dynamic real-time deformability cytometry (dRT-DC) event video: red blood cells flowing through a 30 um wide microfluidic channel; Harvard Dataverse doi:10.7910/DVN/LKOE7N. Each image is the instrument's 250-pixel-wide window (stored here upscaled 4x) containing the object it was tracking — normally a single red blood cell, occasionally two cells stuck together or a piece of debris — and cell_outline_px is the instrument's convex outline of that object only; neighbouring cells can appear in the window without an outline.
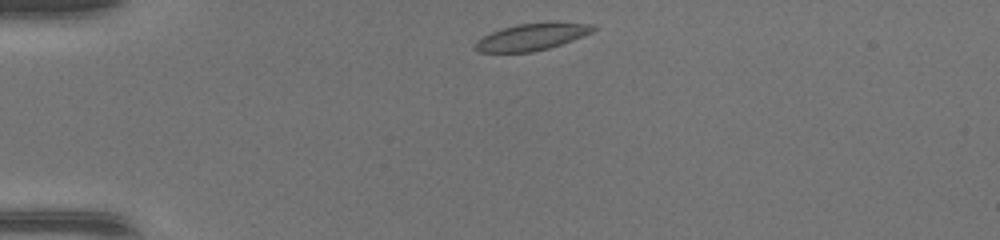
{"species": "common noctule bat (a hibernating species)", "species_latin": "Nyctalus noctula", "temperature_condition": "warm", "stored_images_in_passage": 36, "camera_frame_rate_fps": 3000, "um_per_image_px": 0.085, "animal": {"sex": "female", "body_mass_g": 17.0, "forearm_length_mm": 48.0}, "frame": {"image": 1, "passage_image": 1, "time_ms": 0.0, "image_size_px": [1000, 240], "cell_outline_px": [[596, 28], [592, 32], [584, 36], [548, 48], [532, 52], [480, 52], [472, 48], [476, 40], [492, 32], [516, 24], [556, 20], [592, 24]], "centroid_in_image_um": [45.24, 3.1], "position_along_channel_um": 39.8, "area_um2": 18.84}}
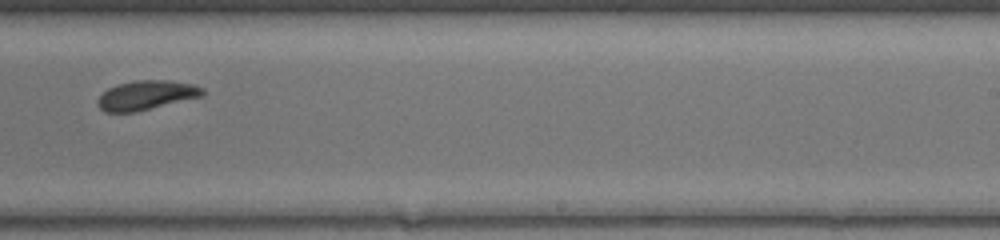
{"frame": {"image": 2, "passage_image": 20, "time_ms": 6.333, "image_size_px": [1000, 240], "cell_outline_px": [[204, 96], [136, 112], [104, 112], [100, 108], [96, 100], [108, 88], [116, 84], [136, 80], [168, 80], [196, 84], [204, 88]], "centroid_in_image_um": [12.47, 8.09], "position_along_channel_um": 276.5, "area_um2": 18.15}}
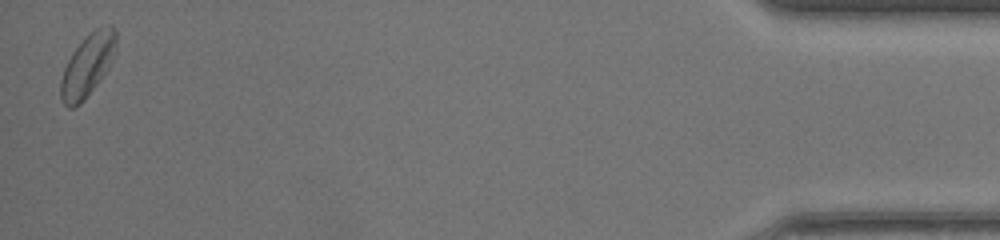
{"frame": {"image": 3, "passage_image": 36, "time_ms": 11.667, "image_size_px": [1000, 240], "cell_outline_px": [[116, 44], [112, 60], [108, 68], [84, 100], [76, 108], [68, 108], [60, 100], [60, 80], [64, 68], [72, 52], [88, 32], [96, 28], [108, 24], [112, 24], [116, 32]], "centroid_in_image_um": [7.42, 5.54], "position_along_channel_um": 427.8, "area_um2": 20.23}}